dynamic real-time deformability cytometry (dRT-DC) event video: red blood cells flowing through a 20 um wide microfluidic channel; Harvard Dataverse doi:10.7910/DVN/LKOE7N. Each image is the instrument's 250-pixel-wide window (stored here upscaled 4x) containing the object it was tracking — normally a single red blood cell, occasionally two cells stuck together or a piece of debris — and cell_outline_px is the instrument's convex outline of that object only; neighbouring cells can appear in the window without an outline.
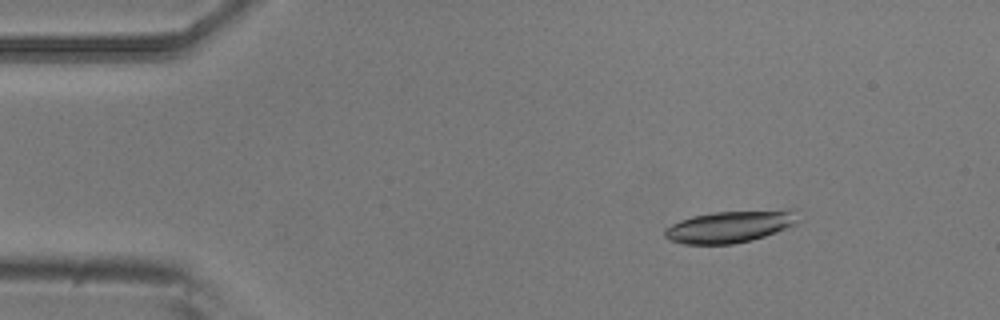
{"species": "common noctule bat (a hibernating species)", "species_latin": "Nyctalus noctula", "temperature_condition": "room temperature", "stored_images_in_passage": 5, "camera_frame_rate_fps": 3000, "um_per_image_px": 0.085, "animal": {"sex": "male", "body_mass_g": 20.5, "forearm_length_mm": 52.5}, "frame": {"image": 1, "passage_image": 3, "time_ms": 0.667, "image_size_px": [1000, 320], "cell_outline_px": [[804, 220], [796, 224], [764, 236], [752, 240], [732, 244], [684, 244], [668, 240], [664, 236], [664, 228], [680, 220], [692, 216], [712, 212], [788, 208], [792, 208]], "centroid_in_image_um": [62.12, 19.23], "position_along_channel_um": 22.9, "area_um2": 25.49}}